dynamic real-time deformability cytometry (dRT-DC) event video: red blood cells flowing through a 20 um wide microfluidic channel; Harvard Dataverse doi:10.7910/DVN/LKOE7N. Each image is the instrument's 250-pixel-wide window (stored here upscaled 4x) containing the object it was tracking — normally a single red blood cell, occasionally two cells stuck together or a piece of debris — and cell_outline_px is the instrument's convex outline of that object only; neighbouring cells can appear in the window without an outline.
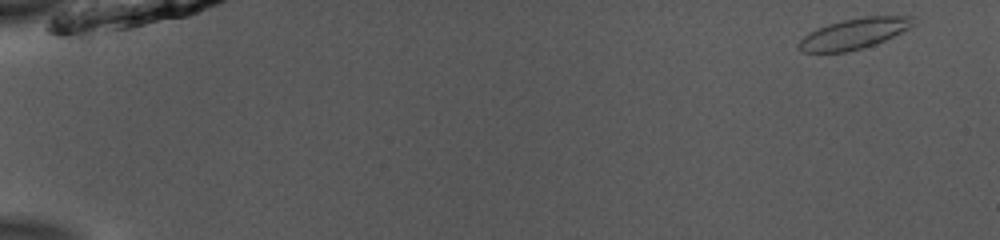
{"species": "common noctule bat (a hibernating species)", "species_latin": "Nyctalus noctula", "temperature_condition": "room temperature", "stored_images_in_passage": 50, "camera_frame_rate_fps": 3000, "um_per_image_px": 0.085, "animal": {"sex": "male", "body_mass_g": 13.0, "forearm_length_mm": 53.1}, "frame": {"image": 1, "passage_image": 1, "time_ms": 0.0, "image_size_px": [1000, 240], "cell_outline_px": [[916, 24], [884, 40], [848, 52], [804, 52], [796, 48], [796, 44], [808, 32], [816, 28], [828, 24], [844, 20], [864, 16], [916, 16]], "centroid_in_image_um": [72.57, 2.85], "position_along_channel_um": 12.4, "area_um2": 20.35}}
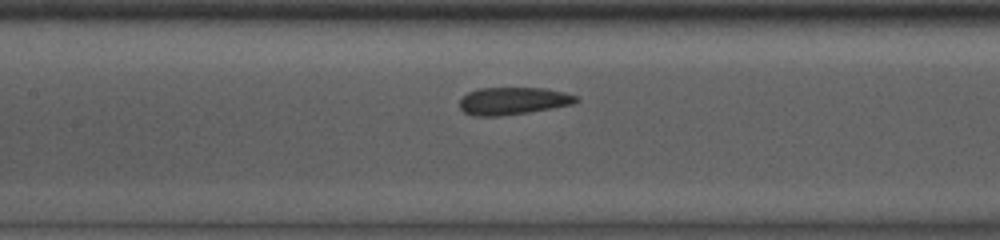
{"frame": {"image": 2, "passage_image": 24, "time_ms": 7.667, "image_size_px": [1000, 240], "cell_outline_px": [[580, 100], [572, 104], [552, 108], [528, 112], [500, 116], [472, 116], [464, 112], [460, 108], [460, 100], [468, 92], [480, 88], [544, 88], [564, 92], [576, 96]], "centroid_in_image_um": [43.6, 8.58], "position_along_channel_um": 163.8, "area_um2": 18.55}}
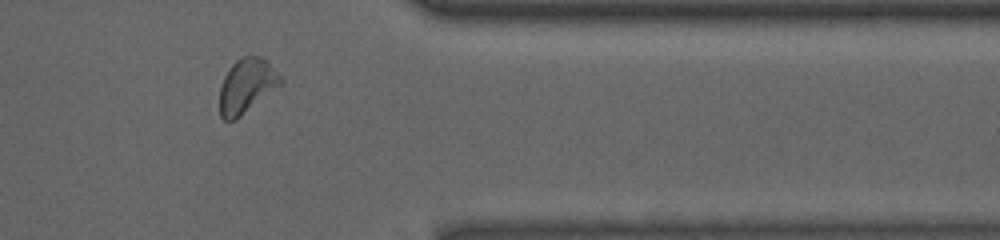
{"frame": {"image": 3, "passage_image": 42, "time_ms": 13.667, "image_size_px": [1000, 240], "cell_outline_px": [[284, 84], [236, 120], [224, 120], [220, 116], [220, 88], [224, 76], [228, 68], [236, 60], [244, 56], [260, 56], [268, 60], [284, 80]], "centroid_in_image_um": [21.01, 7.29], "position_along_channel_um": 390.4, "area_um2": 19.77}, "authors_computed_cell_mechanics": {"area_um2": 19.7098, "velocity_mm_per_s": 3.9249, "shape_relaxation_time_tau1_ms": null, "shape_relaxation_time_tau2_ms": 1.7983, "deformation_change_tau1": null, "deformation_change_tau2": 0.0854}}